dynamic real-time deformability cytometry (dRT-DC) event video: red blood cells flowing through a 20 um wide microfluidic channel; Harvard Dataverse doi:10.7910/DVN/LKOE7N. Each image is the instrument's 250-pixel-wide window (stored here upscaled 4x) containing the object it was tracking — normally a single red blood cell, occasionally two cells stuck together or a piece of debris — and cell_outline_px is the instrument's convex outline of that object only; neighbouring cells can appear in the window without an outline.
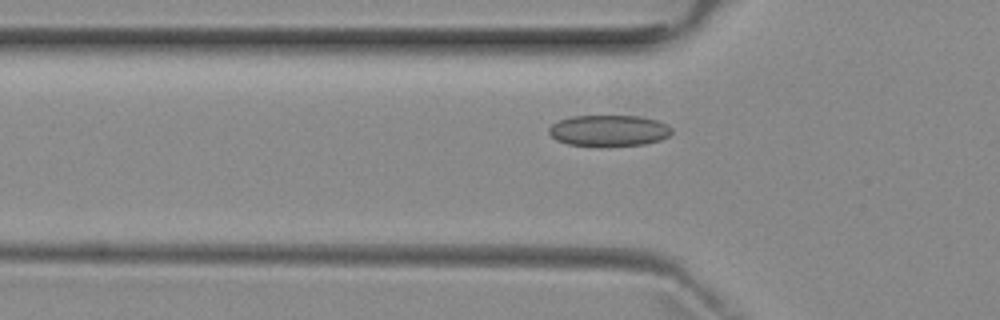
{"species": "common noctule bat (a hibernating species)", "species_latin": "Nyctalus noctula", "temperature_condition": "room temperature", "stored_images_in_passage": 3, "camera_frame_rate_fps": 3000, "um_per_image_px": 0.085, "animal": {"sex": "female", "body_mass_g": 29.2, "forearm_length_mm": 56.3}, "frame": {"image": 1, "passage_image": 3, "time_ms": 4.0, "image_size_px": [1000, 320], "cell_outline_px": [[672, 132], [668, 136], [660, 140], [644, 144], [600, 148], [568, 144], [556, 140], [548, 132], [548, 128], [552, 124], [560, 120], [572, 116], [640, 116], [656, 120], [668, 124], [672, 128]], "centroid_in_image_um": [51.75, 11.13], "position_along_channel_um": 74.1, "area_um2": 22.83}}